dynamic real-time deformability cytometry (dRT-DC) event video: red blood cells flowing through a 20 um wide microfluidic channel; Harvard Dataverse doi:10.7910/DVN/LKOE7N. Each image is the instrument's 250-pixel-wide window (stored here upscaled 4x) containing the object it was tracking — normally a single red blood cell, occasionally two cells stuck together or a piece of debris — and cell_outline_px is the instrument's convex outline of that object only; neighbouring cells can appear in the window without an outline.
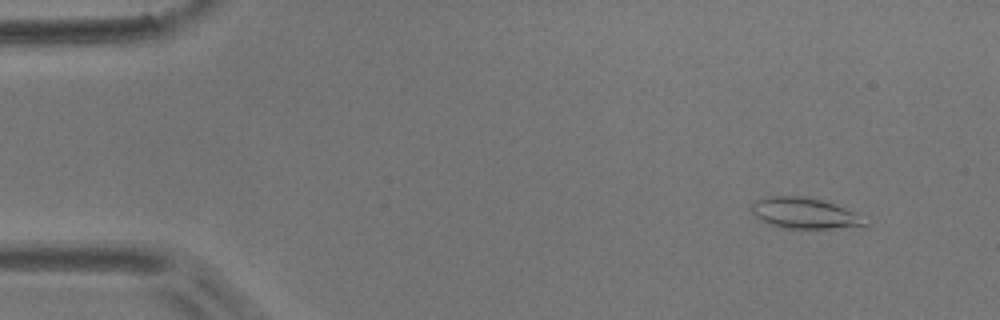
{"species": "common noctule bat (a hibernating species)", "species_latin": "Nyctalus noctula", "temperature_condition": "room temperature", "stored_images_in_passage": 53, "camera_frame_rate_fps": 3000, "um_per_image_px": 0.085, "animal": {"sex": "male", "body_mass_g": 17.9}, "frame": {"image": 1, "passage_image": 5, "time_ms": 1.333, "image_size_px": [1000, 320], "cell_outline_px": [[872, 224], [832, 228], [780, 228], [768, 224], [760, 220], [748, 208], [756, 200], [768, 196], [804, 196], [824, 200], [856, 212]], "centroid_in_image_um": [68.36, 18.11], "position_along_channel_um": 16.6, "area_um2": 20.58}}
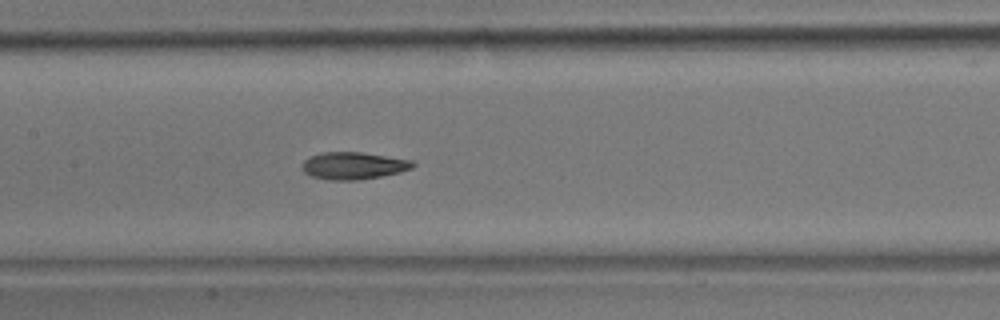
{"frame": {"image": 2, "passage_image": 25, "time_ms": 8.0, "image_size_px": [1000, 320], "cell_outline_px": [[416, 164], [412, 168], [400, 172], [360, 180], [328, 180], [312, 176], [304, 172], [304, 160], [312, 156], [324, 152], [360, 152], [412, 160]], "centroid_in_image_um": [30.08, 14.09], "position_along_channel_um": 177.3, "area_um2": 17.34}}
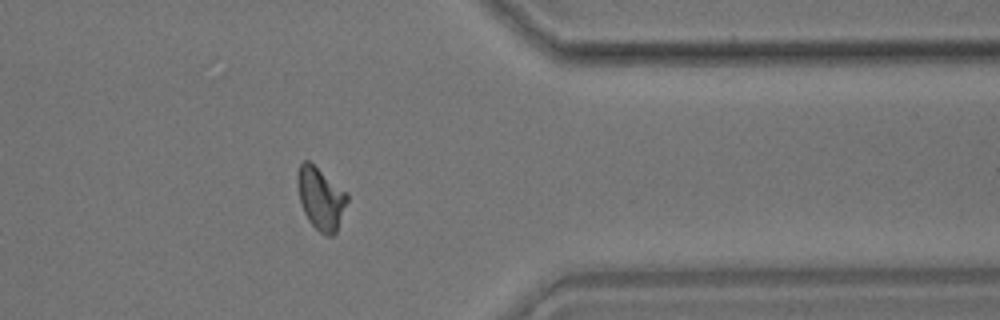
{"frame": {"image": 3, "passage_image": 42, "time_ms": 13.667, "image_size_px": [1000, 320], "cell_outline_px": [[348, 200], [336, 232], [332, 236], [328, 236], [320, 232], [308, 220], [304, 212], [300, 200], [296, 180], [296, 176], [300, 164], [304, 160], [308, 160], [348, 192]], "centroid_in_image_um": [27.27, 16.85], "position_along_channel_um": 384.1, "area_um2": 18.03}}